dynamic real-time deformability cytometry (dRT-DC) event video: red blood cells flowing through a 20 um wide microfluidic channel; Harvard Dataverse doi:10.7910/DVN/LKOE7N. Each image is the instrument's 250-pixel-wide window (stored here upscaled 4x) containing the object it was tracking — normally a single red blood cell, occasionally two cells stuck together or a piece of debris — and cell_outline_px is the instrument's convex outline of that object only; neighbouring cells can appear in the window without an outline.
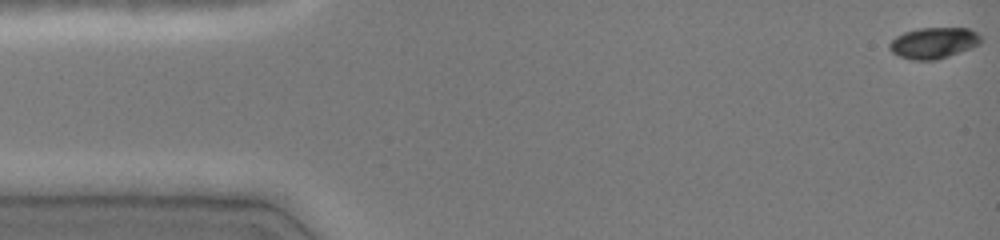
{"species": "common noctule bat (a hibernating species)", "species_latin": "Nyctalus noctula", "temperature_condition": "cold", "stored_images_in_passage": 46, "camera_frame_rate_fps": 3000, "um_per_image_px": 0.085, "animal": {"sex": "female", "body_mass_g": 19.0, "forearm_length_mm": 51.5}, "frame": {"image": 1, "passage_image": 1, "time_ms": 0.0, "image_size_px": [1000, 240], "cell_outline_px": [[980, 44], [972, 48], [936, 60], [912, 60], [900, 56], [892, 52], [888, 48], [888, 44], [896, 36], [904, 32], [920, 28], [968, 28], [976, 32], [980, 36]], "centroid_in_image_um": [79.35, 3.65], "position_along_channel_um": 5.7, "area_um2": 16.53}}
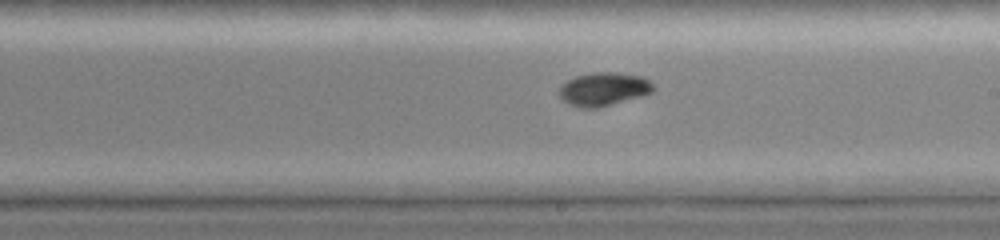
{"frame": {"image": 2, "passage_image": 27, "time_ms": 8.667, "image_size_px": [1000, 240], "cell_outline_px": [[656, 88], [652, 92], [640, 96], [596, 108], [580, 108], [568, 104], [560, 96], [560, 88], [568, 80], [576, 76], [592, 72], [616, 72], [640, 76], [648, 80]], "centroid_in_image_um": [51.31, 7.57], "position_along_channel_um": 237.7, "area_um2": 18.03}}
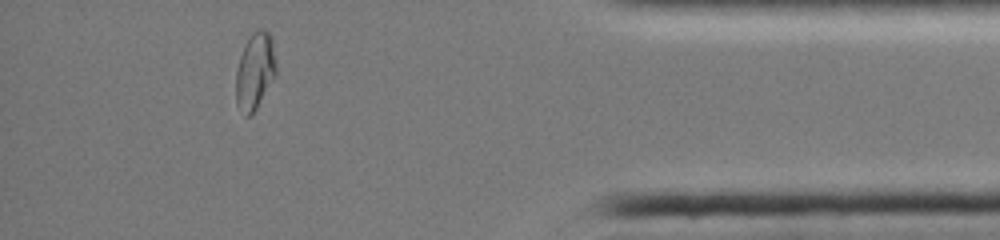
{"frame": {"image": 3, "passage_image": 42, "time_ms": 13.667, "image_size_px": [1000, 240], "cell_outline_px": [[276, 76], [252, 116], [244, 116], [236, 104], [236, 72], [240, 56], [244, 44], [252, 32], [260, 28], [264, 28], [272, 36], [276, 64]], "centroid_in_image_um": [21.68, 6.05], "position_along_channel_um": 413.5, "area_um2": 18.38}, "authors_computed_cell_mechanics": {"area_um2": 17.7446, "velocity_mm_per_s": 4.1033, "shape_relaxation_time_tau1_ms": 9.773, "shape_relaxation_time_tau2_ms": null, "deformation_change_tau1": 0.2569, "deformation_change_tau2": null}}